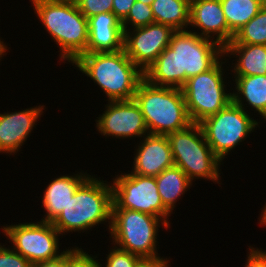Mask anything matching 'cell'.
Masks as SVG:
<instances>
[{"mask_svg": "<svg viewBox=\"0 0 266 267\" xmlns=\"http://www.w3.org/2000/svg\"><path fill=\"white\" fill-rule=\"evenodd\" d=\"M224 56V48L214 40L191 30H178L169 46L144 72L154 86L182 88L187 80L211 69Z\"/></svg>", "mask_w": 266, "mask_h": 267, "instance_id": "obj_1", "label": "cell"}, {"mask_svg": "<svg viewBox=\"0 0 266 267\" xmlns=\"http://www.w3.org/2000/svg\"><path fill=\"white\" fill-rule=\"evenodd\" d=\"M91 175L77 188L66 207L52 222L57 231L65 236L92 231L103 224L110 232L112 223L113 193L111 181ZM89 230V231H88Z\"/></svg>", "mask_w": 266, "mask_h": 267, "instance_id": "obj_2", "label": "cell"}, {"mask_svg": "<svg viewBox=\"0 0 266 267\" xmlns=\"http://www.w3.org/2000/svg\"><path fill=\"white\" fill-rule=\"evenodd\" d=\"M89 77L106 101L134 99L144 73L126 55L124 49L115 52L83 53L72 64ZM102 90V91H101Z\"/></svg>", "mask_w": 266, "mask_h": 267, "instance_id": "obj_3", "label": "cell"}, {"mask_svg": "<svg viewBox=\"0 0 266 267\" xmlns=\"http://www.w3.org/2000/svg\"><path fill=\"white\" fill-rule=\"evenodd\" d=\"M37 18L59 48V60L72 64L86 53L88 19L76 3L51 0H29Z\"/></svg>", "mask_w": 266, "mask_h": 267, "instance_id": "obj_4", "label": "cell"}, {"mask_svg": "<svg viewBox=\"0 0 266 267\" xmlns=\"http://www.w3.org/2000/svg\"><path fill=\"white\" fill-rule=\"evenodd\" d=\"M134 100L141 108L149 134L167 136L192 124L181 88L154 86L143 79Z\"/></svg>", "mask_w": 266, "mask_h": 267, "instance_id": "obj_5", "label": "cell"}, {"mask_svg": "<svg viewBox=\"0 0 266 267\" xmlns=\"http://www.w3.org/2000/svg\"><path fill=\"white\" fill-rule=\"evenodd\" d=\"M161 226L166 230L170 229V224L165 220L151 214L128 209H112L110 245H115L143 260L167 258L159 256L158 253V233Z\"/></svg>", "mask_w": 266, "mask_h": 267, "instance_id": "obj_6", "label": "cell"}, {"mask_svg": "<svg viewBox=\"0 0 266 267\" xmlns=\"http://www.w3.org/2000/svg\"><path fill=\"white\" fill-rule=\"evenodd\" d=\"M174 165L179 167L188 178L222 183L221 163L208 145L200 124L192 123L187 128L167 135ZM194 180V181H193Z\"/></svg>", "mask_w": 266, "mask_h": 267, "instance_id": "obj_7", "label": "cell"}, {"mask_svg": "<svg viewBox=\"0 0 266 267\" xmlns=\"http://www.w3.org/2000/svg\"><path fill=\"white\" fill-rule=\"evenodd\" d=\"M229 62L223 56L208 71L189 78L181 88L192 123L199 124L204 119L218 113L232 101V86L230 87L232 82H227V78L231 77L227 72L229 71ZM227 85L230 87L228 90Z\"/></svg>", "mask_w": 266, "mask_h": 267, "instance_id": "obj_8", "label": "cell"}, {"mask_svg": "<svg viewBox=\"0 0 266 267\" xmlns=\"http://www.w3.org/2000/svg\"><path fill=\"white\" fill-rule=\"evenodd\" d=\"M254 117L231 101L218 113L199 124L213 153L223 162L236 146H240L253 131L256 132L260 123L264 126L260 119L258 121Z\"/></svg>", "mask_w": 266, "mask_h": 267, "instance_id": "obj_9", "label": "cell"}, {"mask_svg": "<svg viewBox=\"0 0 266 267\" xmlns=\"http://www.w3.org/2000/svg\"><path fill=\"white\" fill-rule=\"evenodd\" d=\"M35 221L1 226L3 235L11 242V248L32 265L56 259L65 252L60 249L62 243L59 239L63 237L52 223Z\"/></svg>", "mask_w": 266, "mask_h": 267, "instance_id": "obj_10", "label": "cell"}, {"mask_svg": "<svg viewBox=\"0 0 266 267\" xmlns=\"http://www.w3.org/2000/svg\"><path fill=\"white\" fill-rule=\"evenodd\" d=\"M120 172L113 177L111 182L112 209H128L148 213L162 218L171 225L169 217L172 213L162 203L156 178L133 174L129 170L124 173Z\"/></svg>", "mask_w": 266, "mask_h": 267, "instance_id": "obj_11", "label": "cell"}, {"mask_svg": "<svg viewBox=\"0 0 266 267\" xmlns=\"http://www.w3.org/2000/svg\"><path fill=\"white\" fill-rule=\"evenodd\" d=\"M107 103L105 111L95 119L96 131L102 136L133 141L149 134L141 108L134 99Z\"/></svg>", "mask_w": 266, "mask_h": 267, "instance_id": "obj_12", "label": "cell"}, {"mask_svg": "<svg viewBox=\"0 0 266 267\" xmlns=\"http://www.w3.org/2000/svg\"><path fill=\"white\" fill-rule=\"evenodd\" d=\"M175 30L161 23L124 31L126 55L144 73L170 44Z\"/></svg>", "mask_w": 266, "mask_h": 267, "instance_id": "obj_13", "label": "cell"}, {"mask_svg": "<svg viewBox=\"0 0 266 267\" xmlns=\"http://www.w3.org/2000/svg\"><path fill=\"white\" fill-rule=\"evenodd\" d=\"M45 109L46 106L37 105L15 112L0 113V154L17 155L43 117Z\"/></svg>", "mask_w": 266, "mask_h": 267, "instance_id": "obj_14", "label": "cell"}, {"mask_svg": "<svg viewBox=\"0 0 266 267\" xmlns=\"http://www.w3.org/2000/svg\"><path fill=\"white\" fill-rule=\"evenodd\" d=\"M189 12V30L214 40L223 48L229 44V27L220 0L190 1Z\"/></svg>", "mask_w": 266, "mask_h": 267, "instance_id": "obj_15", "label": "cell"}, {"mask_svg": "<svg viewBox=\"0 0 266 267\" xmlns=\"http://www.w3.org/2000/svg\"><path fill=\"white\" fill-rule=\"evenodd\" d=\"M134 146L131 173L156 177L166 168L174 165L167 136L148 134Z\"/></svg>", "mask_w": 266, "mask_h": 267, "instance_id": "obj_16", "label": "cell"}, {"mask_svg": "<svg viewBox=\"0 0 266 267\" xmlns=\"http://www.w3.org/2000/svg\"><path fill=\"white\" fill-rule=\"evenodd\" d=\"M122 49H124L123 27L112 12L88 18L86 53L115 52Z\"/></svg>", "mask_w": 266, "mask_h": 267, "instance_id": "obj_17", "label": "cell"}, {"mask_svg": "<svg viewBox=\"0 0 266 267\" xmlns=\"http://www.w3.org/2000/svg\"><path fill=\"white\" fill-rule=\"evenodd\" d=\"M76 171L77 173L64 174L56 176L48 182V185L43 190L41 197V206L46 212L43 218L39 221L53 222L62 210L68 204L70 198L75 194L77 188L90 176L87 172Z\"/></svg>", "mask_w": 266, "mask_h": 267, "instance_id": "obj_18", "label": "cell"}, {"mask_svg": "<svg viewBox=\"0 0 266 267\" xmlns=\"http://www.w3.org/2000/svg\"><path fill=\"white\" fill-rule=\"evenodd\" d=\"M232 101L246 112L254 111L266 122V75L232 76ZM245 102V103H244ZM247 105V106H246ZM248 107V109L246 108Z\"/></svg>", "mask_w": 266, "mask_h": 267, "instance_id": "obj_19", "label": "cell"}, {"mask_svg": "<svg viewBox=\"0 0 266 267\" xmlns=\"http://www.w3.org/2000/svg\"><path fill=\"white\" fill-rule=\"evenodd\" d=\"M224 57L227 61L235 58L229 67L231 76L266 75V45L228 44Z\"/></svg>", "mask_w": 266, "mask_h": 267, "instance_id": "obj_20", "label": "cell"}, {"mask_svg": "<svg viewBox=\"0 0 266 267\" xmlns=\"http://www.w3.org/2000/svg\"><path fill=\"white\" fill-rule=\"evenodd\" d=\"M155 178L162 203L173 214L176 203L188 190L190 191L193 182L175 165L166 168Z\"/></svg>", "mask_w": 266, "mask_h": 267, "instance_id": "obj_21", "label": "cell"}, {"mask_svg": "<svg viewBox=\"0 0 266 267\" xmlns=\"http://www.w3.org/2000/svg\"><path fill=\"white\" fill-rule=\"evenodd\" d=\"M151 8L156 23L170 26L175 31L189 28L188 0H154Z\"/></svg>", "mask_w": 266, "mask_h": 267, "instance_id": "obj_22", "label": "cell"}, {"mask_svg": "<svg viewBox=\"0 0 266 267\" xmlns=\"http://www.w3.org/2000/svg\"><path fill=\"white\" fill-rule=\"evenodd\" d=\"M229 27V43L234 34L263 8L257 0H220Z\"/></svg>", "mask_w": 266, "mask_h": 267, "instance_id": "obj_23", "label": "cell"}, {"mask_svg": "<svg viewBox=\"0 0 266 267\" xmlns=\"http://www.w3.org/2000/svg\"><path fill=\"white\" fill-rule=\"evenodd\" d=\"M229 44L266 45V6L234 34Z\"/></svg>", "mask_w": 266, "mask_h": 267, "instance_id": "obj_24", "label": "cell"}, {"mask_svg": "<svg viewBox=\"0 0 266 267\" xmlns=\"http://www.w3.org/2000/svg\"><path fill=\"white\" fill-rule=\"evenodd\" d=\"M151 5L135 1L127 17L121 22L123 31L132 30L154 23Z\"/></svg>", "mask_w": 266, "mask_h": 267, "instance_id": "obj_25", "label": "cell"}, {"mask_svg": "<svg viewBox=\"0 0 266 267\" xmlns=\"http://www.w3.org/2000/svg\"><path fill=\"white\" fill-rule=\"evenodd\" d=\"M99 253L95 254L97 258L98 267H138V265L143 261L137 255H134L128 251L122 250L115 245L108 250V254H106L105 263L102 265L101 261L99 262L98 257Z\"/></svg>", "mask_w": 266, "mask_h": 267, "instance_id": "obj_26", "label": "cell"}, {"mask_svg": "<svg viewBox=\"0 0 266 267\" xmlns=\"http://www.w3.org/2000/svg\"><path fill=\"white\" fill-rule=\"evenodd\" d=\"M78 245L67 249V267H98L95 255Z\"/></svg>", "mask_w": 266, "mask_h": 267, "instance_id": "obj_27", "label": "cell"}, {"mask_svg": "<svg viewBox=\"0 0 266 267\" xmlns=\"http://www.w3.org/2000/svg\"><path fill=\"white\" fill-rule=\"evenodd\" d=\"M80 12L88 19L104 12H112L113 0H77Z\"/></svg>", "mask_w": 266, "mask_h": 267, "instance_id": "obj_28", "label": "cell"}, {"mask_svg": "<svg viewBox=\"0 0 266 267\" xmlns=\"http://www.w3.org/2000/svg\"><path fill=\"white\" fill-rule=\"evenodd\" d=\"M0 243V267H32V264L11 247Z\"/></svg>", "mask_w": 266, "mask_h": 267, "instance_id": "obj_29", "label": "cell"}, {"mask_svg": "<svg viewBox=\"0 0 266 267\" xmlns=\"http://www.w3.org/2000/svg\"><path fill=\"white\" fill-rule=\"evenodd\" d=\"M249 245L244 267H266V250Z\"/></svg>", "mask_w": 266, "mask_h": 267, "instance_id": "obj_30", "label": "cell"}, {"mask_svg": "<svg viewBox=\"0 0 266 267\" xmlns=\"http://www.w3.org/2000/svg\"><path fill=\"white\" fill-rule=\"evenodd\" d=\"M136 0H113L112 13L122 22Z\"/></svg>", "mask_w": 266, "mask_h": 267, "instance_id": "obj_31", "label": "cell"}, {"mask_svg": "<svg viewBox=\"0 0 266 267\" xmlns=\"http://www.w3.org/2000/svg\"><path fill=\"white\" fill-rule=\"evenodd\" d=\"M32 267H67V248L58 258L33 264Z\"/></svg>", "mask_w": 266, "mask_h": 267, "instance_id": "obj_32", "label": "cell"}, {"mask_svg": "<svg viewBox=\"0 0 266 267\" xmlns=\"http://www.w3.org/2000/svg\"><path fill=\"white\" fill-rule=\"evenodd\" d=\"M170 257L153 260H143L138 267H171Z\"/></svg>", "mask_w": 266, "mask_h": 267, "instance_id": "obj_33", "label": "cell"}, {"mask_svg": "<svg viewBox=\"0 0 266 267\" xmlns=\"http://www.w3.org/2000/svg\"><path fill=\"white\" fill-rule=\"evenodd\" d=\"M2 37H0V62L2 61V58L7 55V52L9 50L7 43L3 41ZM1 65V64H0Z\"/></svg>", "mask_w": 266, "mask_h": 267, "instance_id": "obj_34", "label": "cell"}, {"mask_svg": "<svg viewBox=\"0 0 266 267\" xmlns=\"http://www.w3.org/2000/svg\"><path fill=\"white\" fill-rule=\"evenodd\" d=\"M261 213L260 215L261 216H258V220H259V223L262 227H266V203L264 204V206L261 208Z\"/></svg>", "mask_w": 266, "mask_h": 267, "instance_id": "obj_35", "label": "cell"}, {"mask_svg": "<svg viewBox=\"0 0 266 267\" xmlns=\"http://www.w3.org/2000/svg\"><path fill=\"white\" fill-rule=\"evenodd\" d=\"M136 1H139V2L145 3V4H147V5H151V4H152V2H153L154 0H136Z\"/></svg>", "mask_w": 266, "mask_h": 267, "instance_id": "obj_36", "label": "cell"}, {"mask_svg": "<svg viewBox=\"0 0 266 267\" xmlns=\"http://www.w3.org/2000/svg\"><path fill=\"white\" fill-rule=\"evenodd\" d=\"M51 1H62V2H76L77 0H51Z\"/></svg>", "mask_w": 266, "mask_h": 267, "instance_id": "obj_37", "label": "cell"}, {"mask_svg": "<svg viewBox=\"0 0 266 267\" xmlns=\"http://www.w3.org/2000/svg\"><path fill=\"white\" fill-rule=\"evenodd\" d=\"M261 5L266 6V0H257Z\"/></svg>", "mask_w": 266, "mask_h": 267, "instance_id": "obj_38", "label": "cell"}]
</instances>
